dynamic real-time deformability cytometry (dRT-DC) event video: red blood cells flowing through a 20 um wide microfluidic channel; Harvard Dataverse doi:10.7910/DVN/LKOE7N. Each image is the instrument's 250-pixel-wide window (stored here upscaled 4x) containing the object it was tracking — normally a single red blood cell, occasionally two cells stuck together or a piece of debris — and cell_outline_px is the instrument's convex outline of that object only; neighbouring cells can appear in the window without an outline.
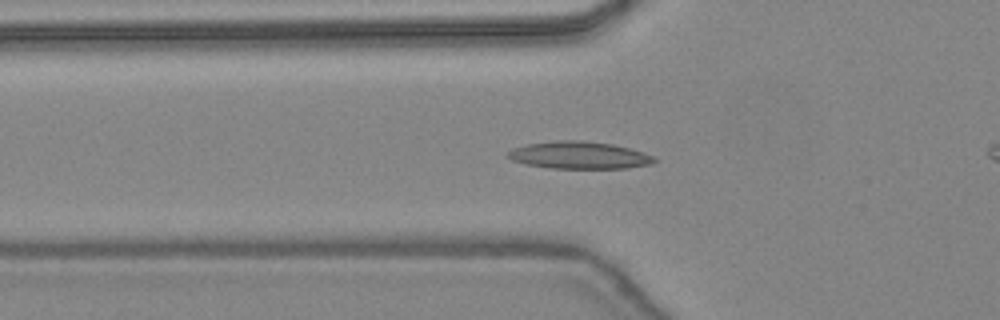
{"species": "common noctule bat (a hibernating species)", "species_latin": "Nyctalus noctula", "temperature_condition": "warm", "stored_images_in_passage": 49, "camera_frame_rate_fps": 3000, "um_per_image_px": 0.085, "animal": {"sex": "female", "body_mass_g": 24.6, "forearm_length_mm": 56.2}, "frame": {"image": 1, "passage_image": 18, "time_ms": 5.667, "image_size_px": [1000, 320], "cell_outline_px": [[656, 160], [652, 164], [628, 168], [552, 168], [524, 164], [512, 160], [504, 156], [512, 148], [528, 144], [556, 140], [580, 140], [612, 144], [644, 152], [652, 156]], "centroid_in_image_um": [49.19, 13.19], "position_along_channel_um": 76.6, "area_um2": 23.29}}
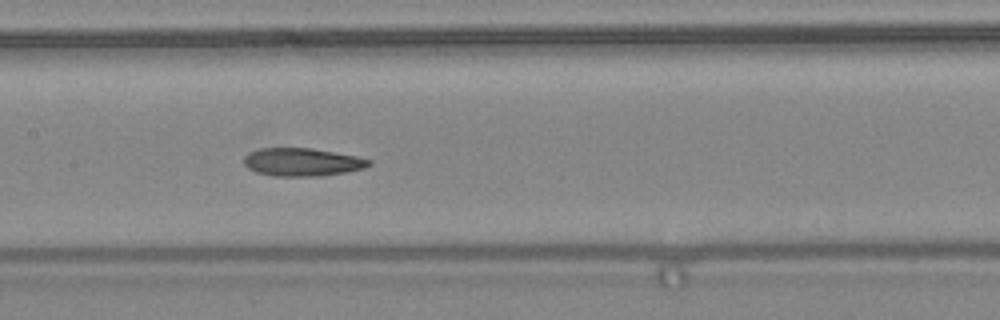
{"frame": {"image": 2, "passage_image": 25, "time_ms": 8.0, "image_size_px": [1000, 320], "cell_outline_px": [[372, 164], [364, 168], [348, 172], [320, 176], [276, 176], [256, 172], [248, 168], [244, 164], [244, 156], [248, 152], [260, 148], [312, 148], [356, 156], [372, 160]], "centroid_in_image_um": [25.69, 13.77], "position_along_channel_um": 181.7, "area_um2": 20.52}}
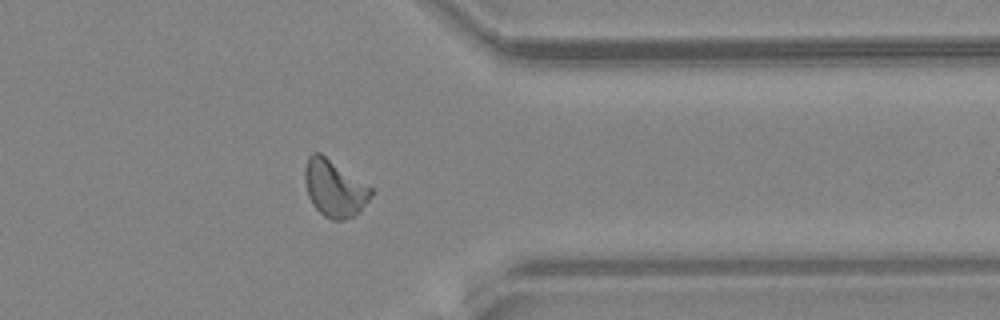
{"frame": {"image": 3, "passage_image": 39, "time_ms": 12.667, "image_size_px": [1000, 320], "cell_outline_px": [[372, 196], [352, 216], [344, 220], [332, 220], [324, 216], [312, 204], [308, 196], [304, 180], [304, 168], [308, 156], [312, 152], [320, 152], [372, 188]], "centroid_in_image_um": [28.37, 15.98], "position_along_channel_um": 383.0, "area_um2": 21.68}, "authors_computed_cell_mechanics": {"area_um2": 20.5768, "velocity_mm_per_s": 4.4608, "shape_relaxation_time_tau1_ms": null, "shape_relaxation_time_tau2_ms": 4.6716, "deformation_change_tau1": null, "deformation_change_tau2": 0.1025}}